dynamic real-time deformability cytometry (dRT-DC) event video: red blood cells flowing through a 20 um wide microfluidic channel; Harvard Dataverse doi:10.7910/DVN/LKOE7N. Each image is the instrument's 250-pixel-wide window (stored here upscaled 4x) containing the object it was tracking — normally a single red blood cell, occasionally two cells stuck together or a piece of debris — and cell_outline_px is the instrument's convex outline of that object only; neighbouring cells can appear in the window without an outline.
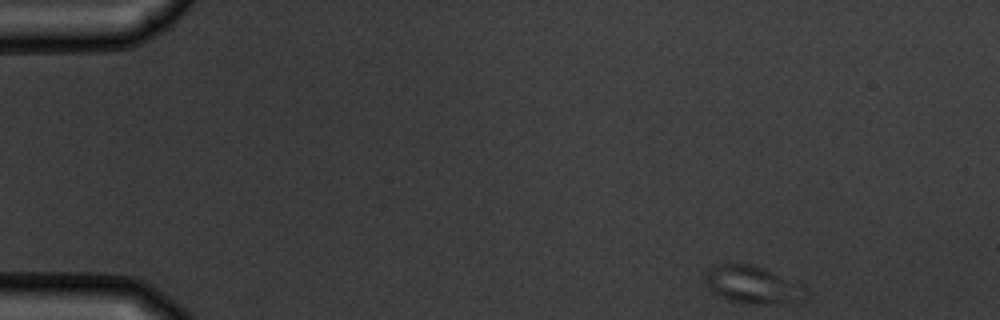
{"species": "common noctule bat (a hibernating species)", "species_latin": "Nyctalus noctula", "temperature_condition": "warm", "stored_images_in_passage": 4, "camera_frame_rate_fps": 3000, "um_per_image_px": 0.085, "animal": {"sex": "male", "body_mass_g": 19.5, "forearm_length_mm": 54.6}, "frame": {"image": 1, "passage_image": 1, "time_ms": 0.0, "image_size_px": [1000, 320], "cell_outline_px": [[812, 292], [804, 300], [768, 304], [752, 304], [732, 300], [720, 296], [712, 292], [704, 284], [704, 276], [708, 268], [720, 264], [752, 264], [764, 268], [804, 284]], "centroid_in_image_um": [64.04, 24.2], "position_along_channel_um": 21.0, "area_um2": 22.48}}
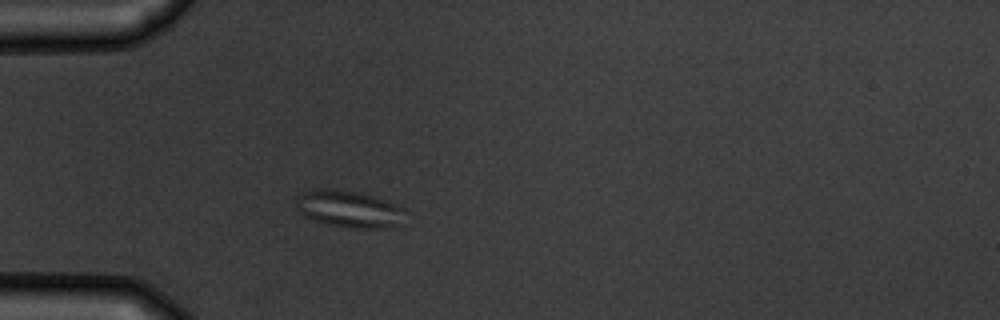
{"frame": {"image": 2, "passage_image": 4, "time_ms": 3.333, "image_size_px": [1000, 320], "cell_outline_px": [[404, 208], [400, 224], [376, 228], [352, 228], [312, 220], [304, 216], [296, 208], [296, 196], [300, 192], [324, 188], [332, 188], [356, 192], [372, 196]], "centroid_in_image_um": [29.57, 17.75], "position_along_channel_um": 55.4, "area_um2": 23.06}}